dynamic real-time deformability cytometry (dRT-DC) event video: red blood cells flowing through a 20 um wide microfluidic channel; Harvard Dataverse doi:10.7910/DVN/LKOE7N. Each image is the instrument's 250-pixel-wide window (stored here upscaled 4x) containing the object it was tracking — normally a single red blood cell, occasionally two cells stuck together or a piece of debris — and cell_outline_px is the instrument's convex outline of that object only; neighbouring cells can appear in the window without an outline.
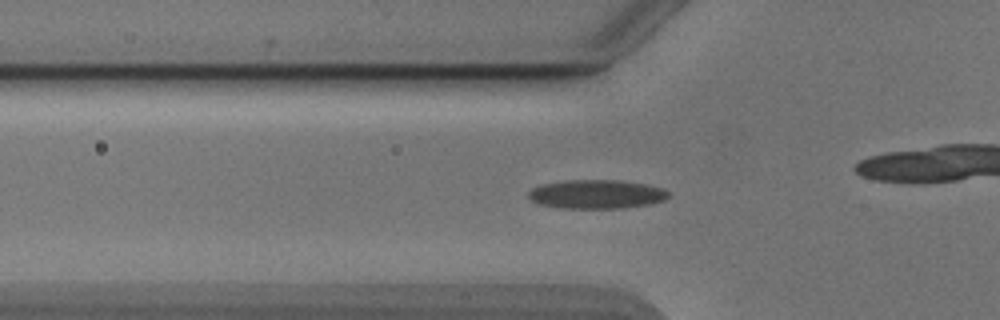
{"species": "Egyptian fruit bat (a non-hibernating species)", "species_latin": "Rousettus aegyptiacus", "temperature_condition": "cold", "stored_images_in_passage": 54, "camera_frame_rate_fps": 3000, "um_per_image_px": 0.085, "animal": {"sex": "male"}, "frame": {"image": 1, "passage_image": 18, "time_ms": 5.667, "image_size_px": [1000, 320], "cell_outline_px": [[668, 196], [664, 200], [648, 204], [624, 208], [560, 208], [540, 204], [532, 200], [528, 196], [528, 192], [532, 188], [544, 184], [564, 180], [620, 180], [644, 184], [664, 188], [668, 192]], "centroid_in_image_um": [50.7, 16.5], "position_along_channel_um": 75.1, "area_um2": 23.47}}
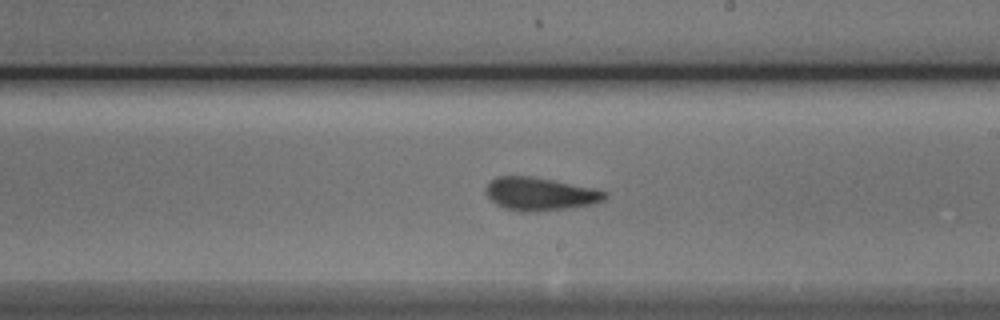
{"frame": {"image": 2, "passage_image": 31, "time_ms": 10.0, "image_size_px": [1000, 320], "cell_outline_px": [[608, 196], [604, 200], [592, 204], [568, 208], [536, 212], [524, 212], [504, 208], [496, 204], [488, 196], [488, 184], [496, 176], [528, 176], [552, 180], [592, 188], [608, 192]], "centroid_in_image_um": [45.93, 16.5], "position_along_channel_um": 243.1, "area_um2": 22.6}}
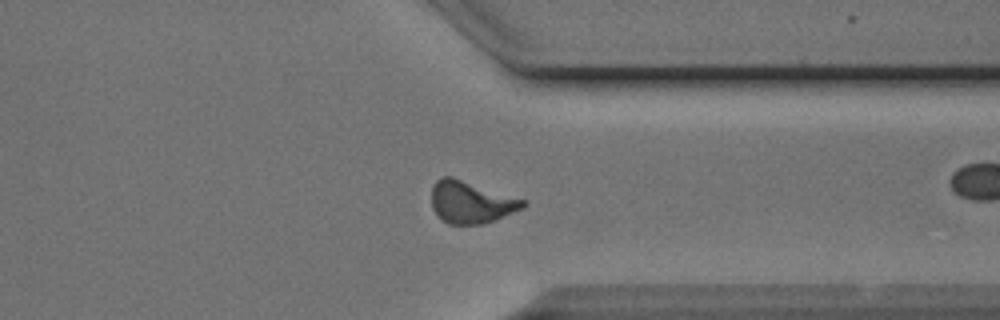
{"frame": {"image": 3, "passage_image": 41, "time_ms": 13.333, "image_size_px": [1000, 320], "cell_outline_px": [[528, 204], [524, 208], [496, 220], [484, 224], [448, 224], [432, 208], [432, 184], [436, 180], [444, 176], [452, 176], [528, 200]], "centroid_in_image_um": [40.09, 17.17], "position_along_channel_um": 371.3, "area_um2": 22.77}, "authors_computed_cell_mechanics": {"area_um2": 22.2241, "velocity_mm_per_s": 3.873, "shape_relaxation_time_tau1_ms": 4.5387, "shape_relaxation_time_tau2_ms": 1.8822, "deformation_change_tau1": 0.1326, "deformation_change_tau2": 0.081}}